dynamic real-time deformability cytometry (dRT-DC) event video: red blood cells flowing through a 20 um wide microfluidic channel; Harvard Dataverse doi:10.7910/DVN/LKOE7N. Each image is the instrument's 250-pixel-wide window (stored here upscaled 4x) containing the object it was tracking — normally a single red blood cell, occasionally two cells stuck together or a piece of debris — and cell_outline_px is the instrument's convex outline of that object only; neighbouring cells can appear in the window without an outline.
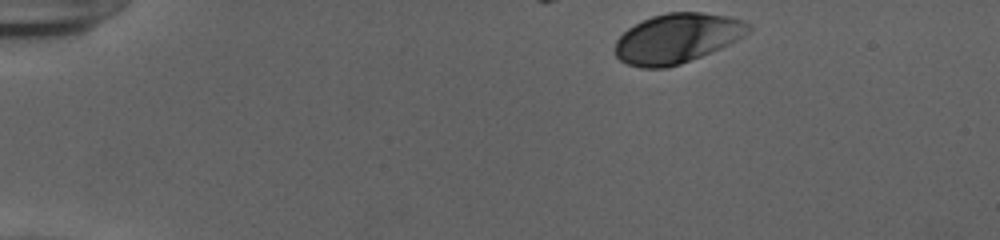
{"species": "human", "species_latin": "Homo sapiens", "temperature_condition": "cold", "stored_images_in_passage": 45, "camera_frame_rate_fps": 3000, "um_per_image_px": 0.085, "donor": {"sex": "female"}, "frame": {"image": 1, "passage_image": 1, "time_ms": 0.0, "image_size_px": [1000, 240], "cell_outline_px": [[752, 28], [744, 36], [720, 48], [680, 64], [668, 68], [640, 68], [628, 64], [620, 60], [616, 56], [616, 40], [628, 28], [652, 16], [668, 12], [700, 12], [728, 16], [744, 20], [752, 24]], "centroid_in_image_um": [57.57, 3.25], "position_along_channel_um": 27.4, "area_um2": 38.44}}
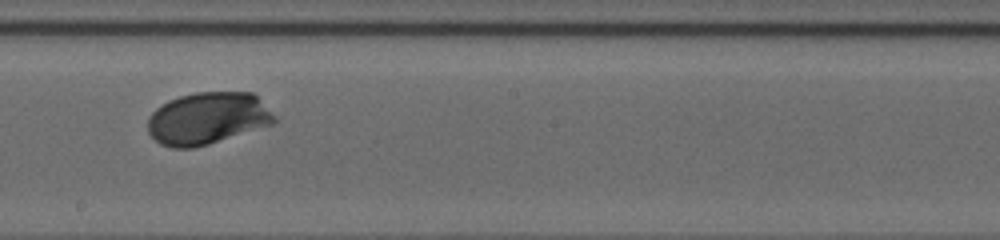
{"frame": {"image": 2, "passage_image": 24, "time_ms": 7.667, "image_size_px": [1000, 240], "cell_outline_px": [[276, 120], [272, 124], [208, 144], [192, 148], [172, 148], [160, 144], [148, 132], [148, 116], [160, 104], [168, 100], [180, 96], [196, 92], [252, 92], [276, 116]], "centroid_in_image_um": [17.61, 10.05], "position_along_channel_um": 230.6, "area_um2": 38.32}}
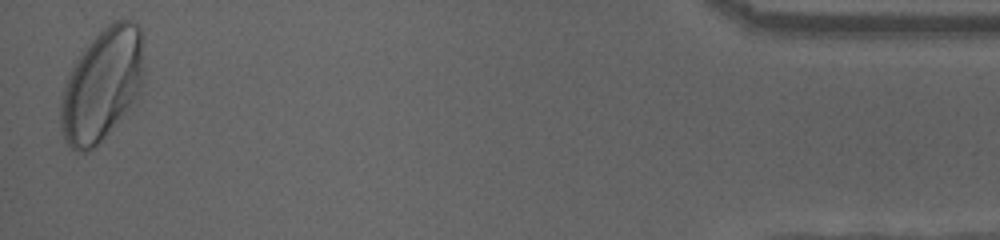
{"frame": {"image": 3, "passage_image": 45, "time_ms": 14.667, "image_size_px": [1000, 240], "cell_outline_px": [[144, 76], [136, 96], [128, 108], [104, 136], [88, 152], [80, 152], [72, 148], [68, 144], [64, 136], [60, 124], [60, 104], [64, 84], [68, 72], [76, 60], [88, 44], [108, 24], [116, 20], [132, 20], [140, 24]], "centroid_in_image_um": [8.65, 7.18], "position_along_channel_um": 426.5, "area_um2": 53.64}, "authors_computed_cell_mechanics": {"area_um2": 38.3214, "velocity_mm_per_s": 3.8634, "shape_relaxation_time_tau1_ms": 1.7865, "shape_relaxation_time_tau2_ms": null, "deformation_change_tau1": 0.1299, "deformation_change_tau2": null}}